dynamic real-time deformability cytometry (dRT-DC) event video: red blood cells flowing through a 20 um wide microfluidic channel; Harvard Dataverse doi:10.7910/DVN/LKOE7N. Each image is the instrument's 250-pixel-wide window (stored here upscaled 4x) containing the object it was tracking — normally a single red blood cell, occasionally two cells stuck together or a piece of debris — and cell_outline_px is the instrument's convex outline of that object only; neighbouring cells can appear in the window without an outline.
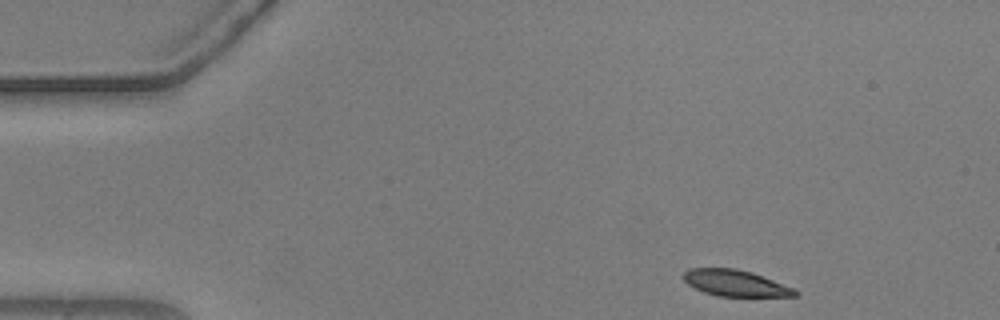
{"species": "common noctule bat (a hibernating species)", "species_latin": "Nyctalus noctula", "temperature_condition": "warm", "stored_images_in_passage": 49, "camera_frame_rate_fps": 3000, "um_per_image_px": 0.085, "animal": {"sex": "male", "body_mass_g": 20.5, "forearm_length_mm": 52.5}, "frame": {"image": 1, "passage_image": 1, "time_ms": 0.0, "image_size_px": [1000, 320], "cell_outline_px": [[800, 292], [796, 296], [716, 296], [704, 292], [688, 284], [680, 276], [688, 268], [736, 268], [752, 272], [792, 288]], "centroid_in_image_um": [62.45, 24.05], "position_along_channel_um": 22.5, "area_um2": 16.99}}
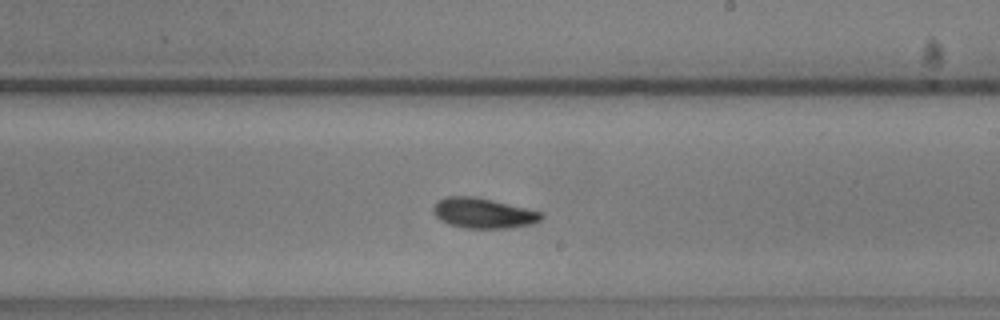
{"frame": {"image": 2, "passage_image": 26, "time_ms": 8.333, "image_size_px": [1000, 320], "cell_outline_px": [[544, 216], [540, 220], [532, 224], [508, 228], [464, 228], [448, 224], [440, 220], [432, 212], [432, 208], [440, 200], [448, 196], [476, 196], [544, 212]], "centroid_in_image_um": [41.1, 18.12], "position_along_channel_um": 247.9, "area_um2": 19.13}}
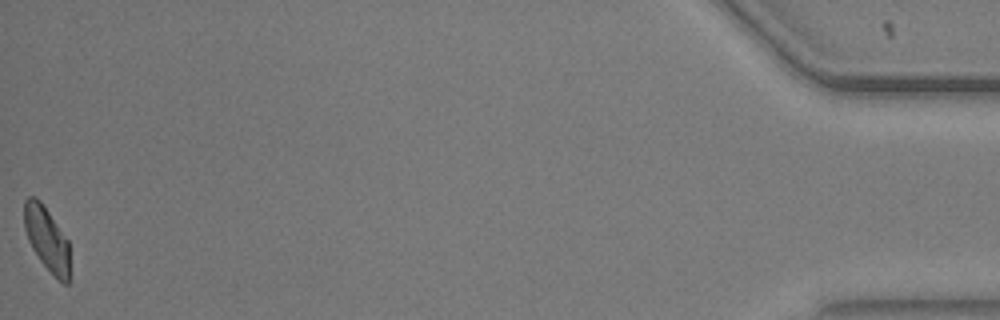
{"frame": {"image": 3, "passage_image": 49, "time_ms": 16.0, "image_size_px": [1000, 320], "cell_outline_px": [[72, 276], [68, 284], [64, 284], [40, 260], [32, 248], [28, 240], [24, 228], [24, 200], [28, 196], [36, 196], [40, 200], [68, 240]], "centroid_in_image_um": [4.01, 20.32], "position_along_channel_um": 431.2, "area_um2": 17.22}, "authors_computed_cell_mechanics": {"area_um2": 18.6694, "velocity_mm_per_s": 3.6732, "shape_relaxation_time_tau1_ms": 3.523, "shape_relaxation_time_tau2_ms": 3.1696, "deformation_change_tau1": 0.1249, "deformation_change_tau2": 0.0734}}